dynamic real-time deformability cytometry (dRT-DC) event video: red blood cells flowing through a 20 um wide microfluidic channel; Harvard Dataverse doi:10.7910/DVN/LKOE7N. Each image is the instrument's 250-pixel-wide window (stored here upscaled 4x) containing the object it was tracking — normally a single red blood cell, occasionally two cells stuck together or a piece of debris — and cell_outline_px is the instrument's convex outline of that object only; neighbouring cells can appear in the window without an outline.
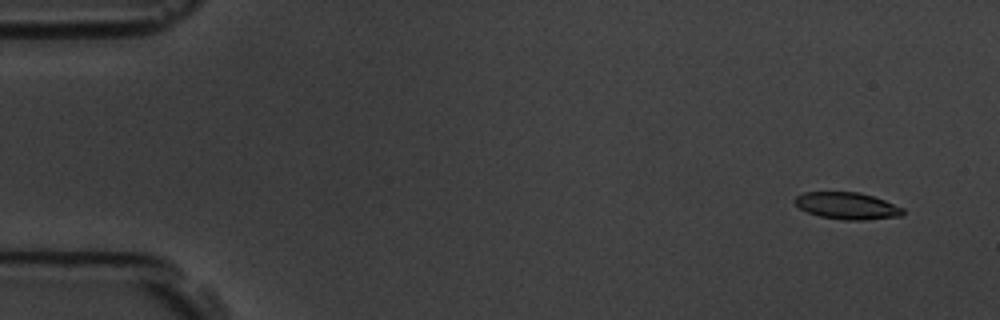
{"species": "common noctule bat (a hibernating species)", "species_latin": "Nyctalus noctula", "temperature_condition": "room temperature", "stored_images_in_passage": 8, "camera_frame_rate_fps": 3000, "um_per_image_px": 0.085, "animal": {"sex": "male", "body_mass_g": 19.5, "forearm_length_mm": 54.6}, "frame": {"image": 1, "passage_image": 2, "time_ms": 1.0, "image_size_px": [1000, 320], "cell_outline_px": [[904, 212], [900, 216], [864, 220], [844, 220], [820, 216], [808, 212], [800, 208], [792, 200], [796, 196], [804, 192], [860, 192], [884, 200], [904, 208]], "centroid_in_image_um": [71.99, 17.49], "position_along_channel_um": 13.0, "area_um2": 16.88}}
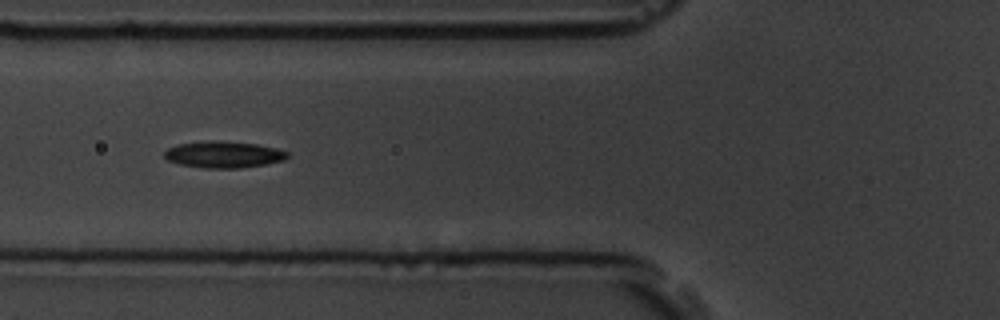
{"frame": {"image": 2, "passage_image": 7, "time_ms": 6.667, "image_size_px": [1000, 320], "cell_outline_px": [[288, 156], [284, 160], [264, 164], [240, 168], [204, 168], [180, 164], [168, 160], [164, 156], [164, 152], [168, 148], [176, 144], [208, 140], [216, 140], [256, 144], [276, 148], [288, 152]], "centroid_in_image_um": [18.98, 13.12], "position_along_channel_um": 106.8, "area_um2": 19.02}}
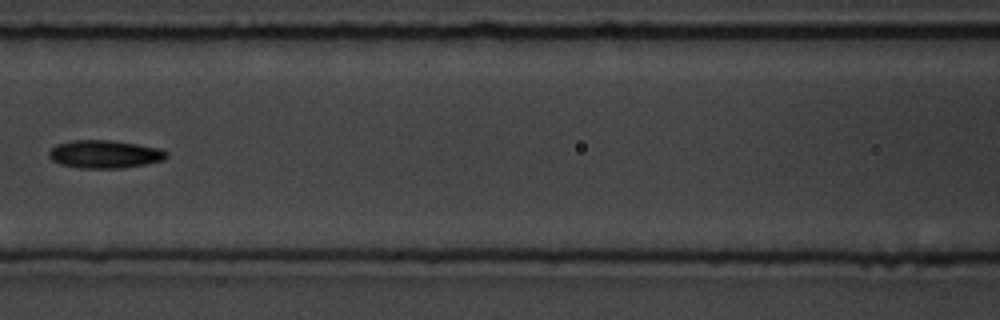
{"frame": {"image": 3, "passage_image": 8, "time_ms": 8.0, "image_size_px": [1000, 320], "cell_outline_px": [[168, 156], [164, 160], [148, 164], [120, 168], [80, 168], [60, 164], [52, 160], [48, 156], [48, 152], [56, 144], [76, 140], [112, 140], [160, 148], [168, 152]], "centroid_in_image_um": [8.92, 13.11], "position_along_channel_um": 157.7, "area_um2": 19.25}}